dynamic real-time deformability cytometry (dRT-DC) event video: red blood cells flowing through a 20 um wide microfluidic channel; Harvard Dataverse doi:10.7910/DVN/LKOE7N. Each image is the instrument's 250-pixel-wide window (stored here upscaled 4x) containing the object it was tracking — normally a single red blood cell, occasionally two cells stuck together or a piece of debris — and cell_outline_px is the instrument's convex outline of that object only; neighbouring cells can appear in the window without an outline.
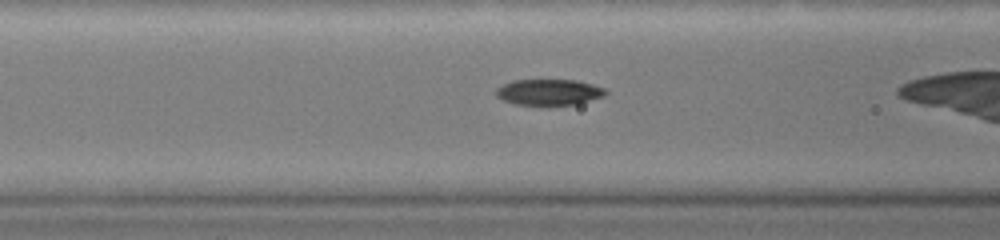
{"species": "common noctule bat (a hibernating species)", "species_latin": "Nyctalus noctula", "temperature_condition": "warm", "stored_images_in_passage": 41, "camera_frame_rate_fps": 3000, "um_per_image_px": 0.085, "animal": {"sex": "female", "body_mass_g": 19.0, "forearm_length_mm": 51.5}, "frame": {"image": 1, "passage_image": 16, "time_ms": 5.0, "image_size_px": [1000, 240], "cell_outline_px": [[608, 92], [604, 96], [576, 104], [548, 108], [516, 104], [504, 100], [496, 96], [496, 88], [512, 80], [576, 80], [592, 84], [604, 88]], "centroid_in_image_um": [46.66, 7.87], "position_along_channel_um": 119.9, "area_um2": 17.17}}
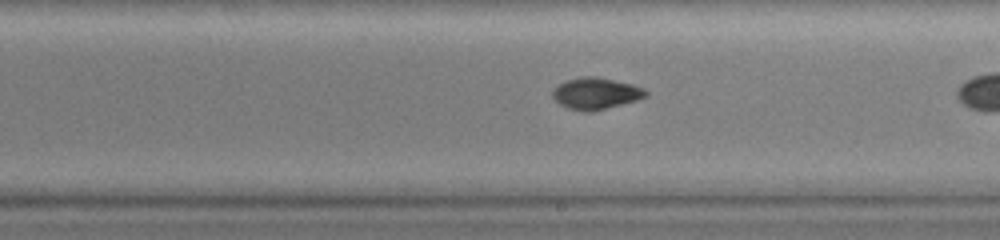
{"frame": {"image": 2, "passage_image": 27, "time_ms": 8.667, "image_size_px": [1000, 240], "cell_outline_px": [[648, 96], [636, 100], [592, 112], [584, 112], [568, 108], [560, 104], [552, 96], [552, 92], [560, 84], [568, 80], [580, 76], [596, 76], [632, 84], [644, 88], [648, 92]], "centroid_in_image_um": [50.67, 7.94], "position_along_channel_um": 238.3, "area_um2": 17.05}}
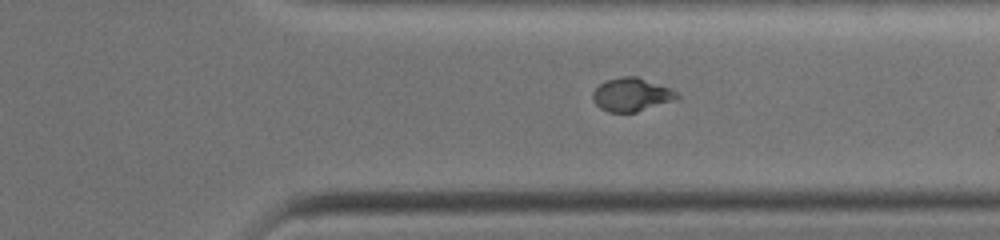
{"frame": {"image": 3, "passage_image": 38, "time_ms": 12.333, "image_size_px": [1000, 240], "cell_outline_px": [[680, 96], [676, 100], [636, 112], [608, 112], [600, 108], [592, 100], [592, 92], [600, 84], [608, 80], [620, 76], [636, 76], [668, 88], [676, 92]], "centroid_in_image_um": [53.65, 8.05], "position_along_channel_um": 357.7, "area_um2": 16.24}}